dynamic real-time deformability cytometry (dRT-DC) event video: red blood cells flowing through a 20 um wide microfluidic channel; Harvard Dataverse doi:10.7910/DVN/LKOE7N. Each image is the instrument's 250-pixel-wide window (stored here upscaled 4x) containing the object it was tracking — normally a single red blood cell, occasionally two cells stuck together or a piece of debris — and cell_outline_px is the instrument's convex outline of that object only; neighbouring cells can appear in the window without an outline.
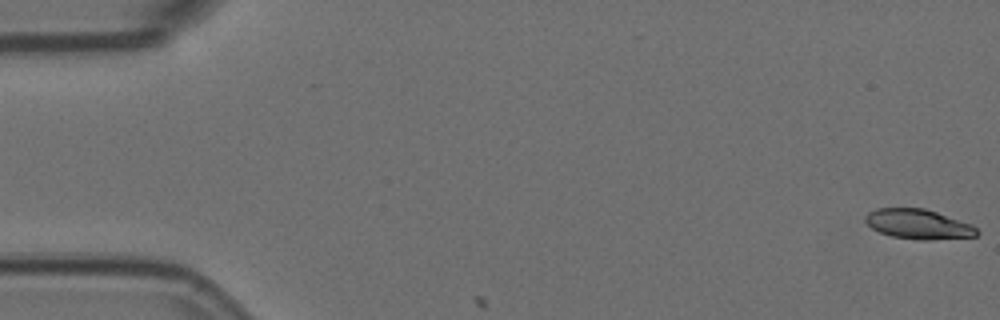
{"species": "Egyptian fruit bat (a non-hibernating species)", "species_latin": "Rousettus aegyptiacus", "temperature_condition": "room temperature", "stored_images_in_passage": 5, "camera_frame_rate_fps": 3000, "um_per_image_px": 0.085, "animal": {"sex": "female"}, "frame": {"image": 1, "passage_image": 1, "time_ms": 0.0, "image_size_px": [1000, 320], "cell_outline_px": [[980, 232], [976, 236], [932, 240], [920, 240], [892, 236], [880, 232], [872, 228], [864, 220], [864, 216], [868, 212], [876, 208], [924, 208], [972, 224]], "centroid_in_image_um": [78.06, 19.05], "position_along_channel_um": 6.9, "area_um2": 19.36}}